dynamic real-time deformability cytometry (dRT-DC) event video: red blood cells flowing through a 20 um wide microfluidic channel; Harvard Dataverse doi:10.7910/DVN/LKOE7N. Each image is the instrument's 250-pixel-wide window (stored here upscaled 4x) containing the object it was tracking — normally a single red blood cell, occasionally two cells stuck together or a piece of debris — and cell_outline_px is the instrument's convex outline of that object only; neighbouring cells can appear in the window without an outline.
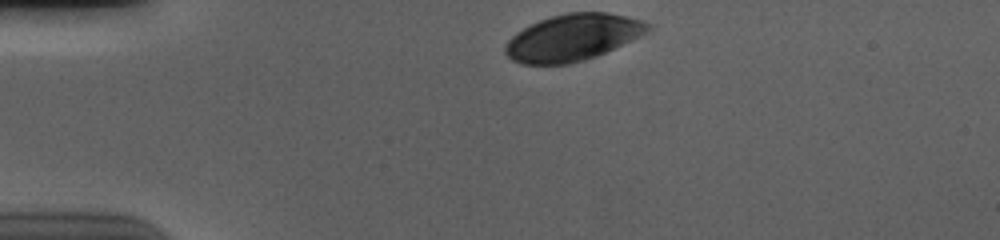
{"species": "human", "species_latin": "Homo sapiens", "temperature_condition": "cold", "stored_images_in_passage": 35, "camera_frame_rate_fps": 3000, "um_per_image_px": 0.085, "donor": {"sex": "male"}, "frame": {"image": 1, "passage_image": 1, "time_ms": 0.0, "image_size_px": [1000, 240], "cell_outline_px": [[652, 28], [648, 32], [596, 56], [568, 64], [520, 64], [512, 60], [504, 52], [504, 48], [508, 40], [516, 32], [540, 20], [552, 16], [568, 12], [608, 12], [640, 20], [652, 24]], "centroid_in_image_um": [48.67, 3.18], "position_along_channel_um": 36.3, "area_um2": 38.44}}
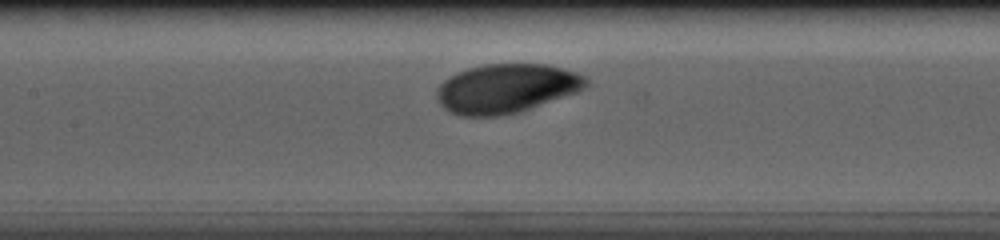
{"frame": {"image": 2, "passage_image": 16, "time_ms": 5.0, "image_size_px": [1000, 240], "cell_outline_px": [[588, 84], [584, 88], [576, 92], [520, 112], [500, 116], [460, 116], [444, 108], [440, 104], [436, 96], [436, 88], [448, 76], [456, 72], [468, 68], [484, 64], [548, 64], [576, 72], [584, 76], [588, 80]], "centroid_in_image_um": [43.01, 7.52], "position_along_channel_um": 164.4, "area_um2": 42.89}}
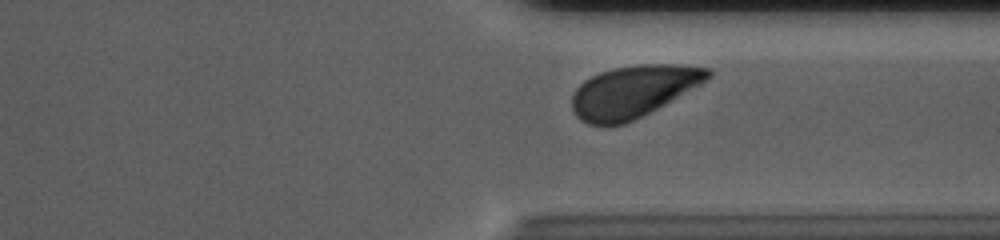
{"frame": {"image": 3, "passage_image": 32, "time_ms": 10.333, "image_size_px": [1000, 240], "cell_outline_px": [[712, 76], [700, 84], [664, 104], [624, 124], [588, 124], [580, 120], [576, 116], [572, 108], [572, 96], [576, 88], [584, 80], [600, 72], [612, 68], [640, 64], [676, 64], [712, 68]], "centroid_in_image_um": [53.82, 7.75], "position_along_channel_um": 357.6, "area_um2": 40.75}, "authors_computed_cell_mechanics": {"area_um2": 41.3848, "velocity_mm_per_s": 3.6154, "shape_relaxation_time_tau1_ms": 2.8169, "shape_relaxation_time_tau2_ms": null, "deformation_change_tau1": 0.1219, "deformation_change_tau2": null}}